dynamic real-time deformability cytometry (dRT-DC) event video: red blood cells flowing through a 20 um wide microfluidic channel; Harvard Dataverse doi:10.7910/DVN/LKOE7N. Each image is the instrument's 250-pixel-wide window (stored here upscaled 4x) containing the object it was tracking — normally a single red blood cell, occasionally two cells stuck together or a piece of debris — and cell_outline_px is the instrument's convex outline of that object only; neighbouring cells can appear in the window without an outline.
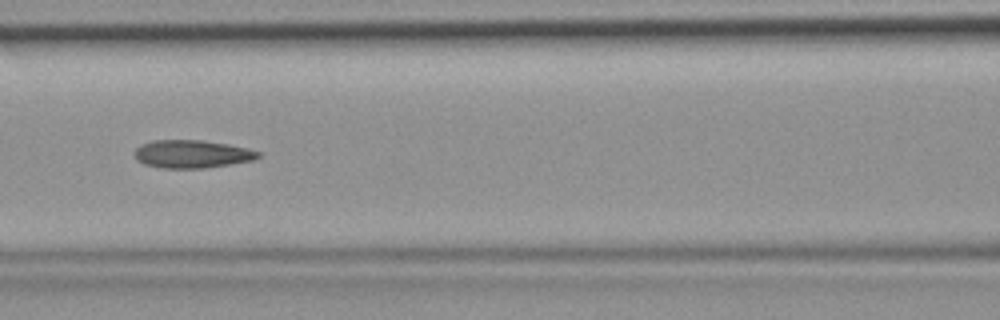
{"species": "common noctule bat (a hibernating species)", "species_latin": "Nyctalus noctula", "temperature_condition": "room temperature", "stored_images_in_passage": 4, "camera_frame_rate_fps": 3000, "um_per_image_px": 0.085, "animal": {"sex": "female", "body_mass_g": 19.9}, "frame": {"image": 1, "passage_image": 4, "time_ms": 1.0, "image_size_px": [1000, 320], "cell_outline_px": [[260, 156], [252, 160], [204, 168], [164, 168], [144, 164], [136, 160], [136, 148], [140, 144], [152, 140], [200, 140], [228, 144], [248, 148], [260, 152]], "centroid_in_image_um": [16.3, 13.08], "position_along_channel_um": 150.3, "area_um2": 20.0}}